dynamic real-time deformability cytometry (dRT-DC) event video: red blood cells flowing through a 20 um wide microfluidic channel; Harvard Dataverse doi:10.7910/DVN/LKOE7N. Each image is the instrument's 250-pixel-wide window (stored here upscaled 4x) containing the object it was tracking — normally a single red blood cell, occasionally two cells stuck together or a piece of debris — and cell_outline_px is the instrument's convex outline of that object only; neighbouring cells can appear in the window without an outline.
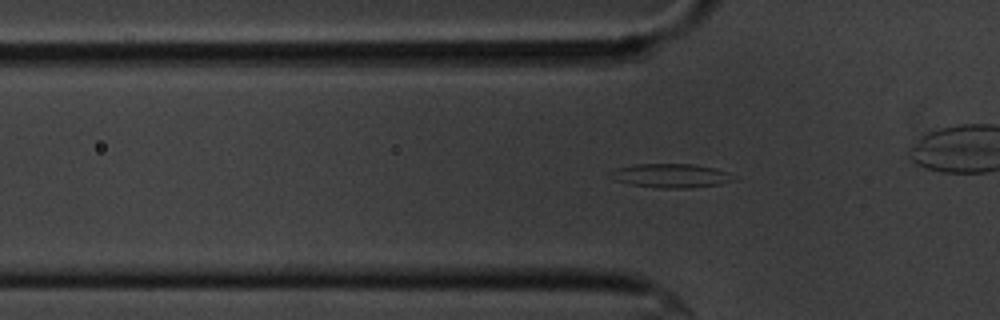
{"species": "common noctule bat (a hibernating species)", "species_latin": "Nyctalus noctula", "temperature_condition": "cold", "stored_images_in_passage": 42, "camera_frame_rate_fps": 3000, "um_per_image_px": 0.085, "animal": {"sex": "male", "body_mass_g": 20.1, "forearm_length_mm": 53.5}, "frame": {"image": 1, "passage_image": 8, "time_ms": 2.333, "image_size_px": [1000, 320], "cell_outline_px": [[736, 180], [720, 184], [688, 188], [656, 188], [628, 184], [612, 180], [612, 172], [616, 168], [636, 164], [692, 164], [712, 168], [728, 172]], "centroid_in_image_um": [57.0, 14.94], "position_along_channel_um": 68.8, "area_um2": 17.11}}
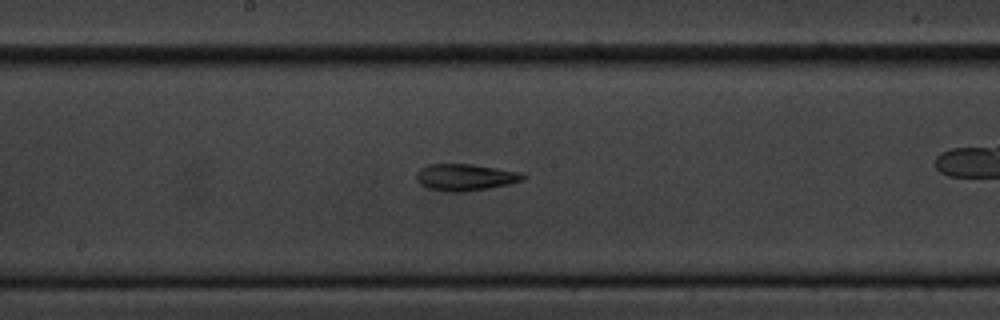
{"frame": {"image": 2, "passage_image": 20, "time_ms": 6.333, "image_size_px": [1000, 320], "cell_outline_px": [[528, 176], [524, 180], [508, 184], [488, 188], [464, 192], [448, 192], [428, 188], [420, 184], [416, 180], [416, 172], [420, 168], [428, 164], [472, 164], [520, 172]], "centroid_in_image_um": [39.53, 15.07], "position_along_channel_um": 208.7, "area_um2": 16.7}}
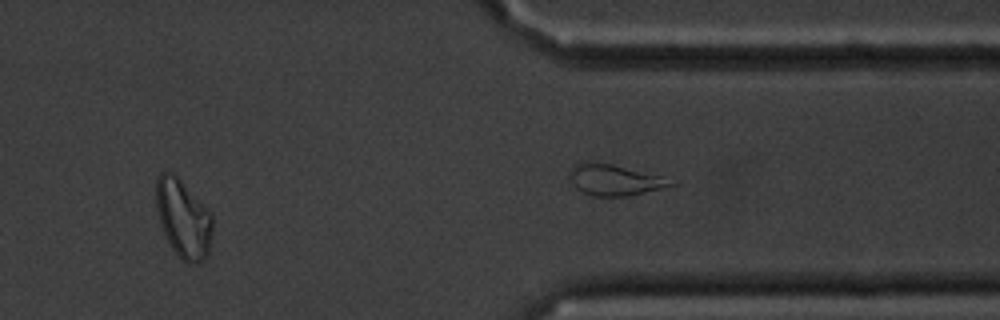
{"frame": {"image": 3, "passage_image": 33, "time_ms": 10.667, "image_size_px": [1000, 320], "cell_outline_px": [[212, 228], [208, 252], [204, 260], [196, 264], [192, 264], [184, 260], [172, 248], [160, 224], [156, 208], [156, 180], [160, 172], [172, 172], [208, 208], [212, 216]], "centroid_in_image_um": [15.57, 18.57], "position_along_channel_um": 395.8, "area_um2": 25.43}, "authors_computed_cell_mechanics": {"area_um2": 16.6175, "velocity_mm_per_s": 3.4768, "shape_relaxation_time_tau1_ms": 7.3999, "shape_relaxation_time_tau2_ms": 5.6112, "deformation_change_tau1": 0.202, "deformation_change_tau2": 0.166}}